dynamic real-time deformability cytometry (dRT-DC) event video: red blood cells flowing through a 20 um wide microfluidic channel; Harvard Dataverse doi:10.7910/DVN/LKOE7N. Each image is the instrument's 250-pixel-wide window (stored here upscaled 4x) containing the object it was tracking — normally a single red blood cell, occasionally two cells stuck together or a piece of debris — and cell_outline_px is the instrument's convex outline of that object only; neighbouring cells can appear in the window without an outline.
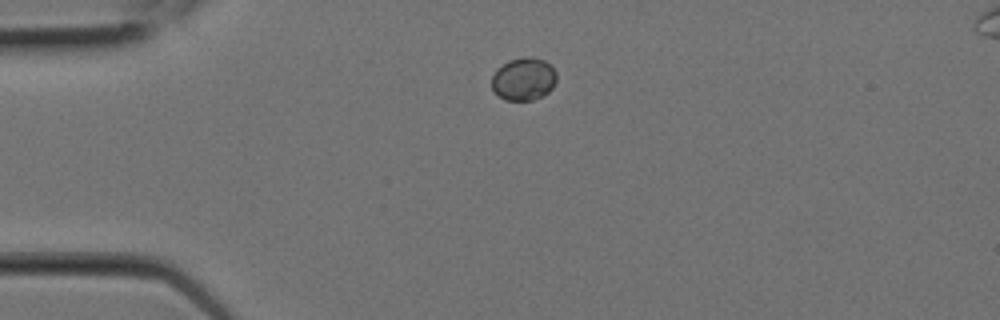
{"species": "Egyptian fruit bat (a non-hibernating species)", "species_latin": "Rousettus aegyptiacus", "temperature_condition": "room temperature", "stored_images_in_passage": 3, "camera_frame_rate_fps": 3000, "um_per_image_px": 0.085, "animal": {"sex": "female"}, "frame": {"image": 1, "passage_image": 1, "time_ms": 0.0, "image_size_px": [1000, 320], "cell_outline_px": [[556, 80], [552, 88], [544, 96], [532, 100], [504, 100], [492, 88], [492, 76], [496, 68], [508, 60], [524, 56], [528, 56], [544, 60], [556, 72]], "centroid_in_image_um": [44.5, 6.71], "position_along_channel_um": 40.5, "area_um2": 16.24}}